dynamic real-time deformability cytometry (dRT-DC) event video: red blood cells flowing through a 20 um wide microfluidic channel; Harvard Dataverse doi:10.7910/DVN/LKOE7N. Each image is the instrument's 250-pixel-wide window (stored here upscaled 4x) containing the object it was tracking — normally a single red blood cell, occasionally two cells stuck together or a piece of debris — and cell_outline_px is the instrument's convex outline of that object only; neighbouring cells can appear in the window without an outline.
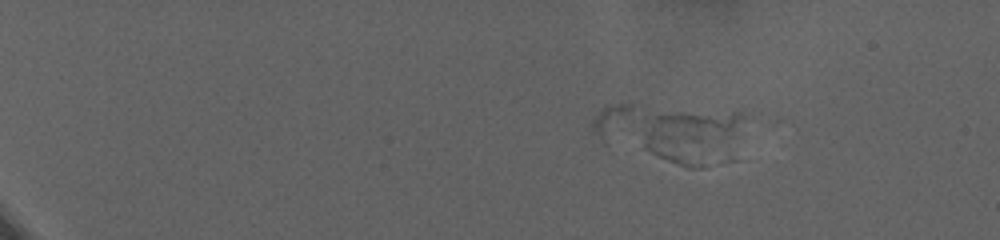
{"species": "human", "species_latin": "Homo sapiens", "temperature_condition": "warm", "stored_images_in_passage": 2, "camera_frame_rate_fps": 3000, "um_per_image_px": 0.085, "donor": {"sex": "female"}, "frame": {"image": 1, "passage_image": 1, "time_ms": 0.0, "image_size_px": [1000, 240], "cell_outline_px": [[744, 116], [732, 136], [700, 168], [688, 168], [668, 160], [600, 132], [592, 128], [592, 120], [608, 104], [632, 104], [744, 112]], "centroid_in_image_um": [56.94, 11.08], "position_along_channel_um": 28.1, "area_um2": 45.2}}